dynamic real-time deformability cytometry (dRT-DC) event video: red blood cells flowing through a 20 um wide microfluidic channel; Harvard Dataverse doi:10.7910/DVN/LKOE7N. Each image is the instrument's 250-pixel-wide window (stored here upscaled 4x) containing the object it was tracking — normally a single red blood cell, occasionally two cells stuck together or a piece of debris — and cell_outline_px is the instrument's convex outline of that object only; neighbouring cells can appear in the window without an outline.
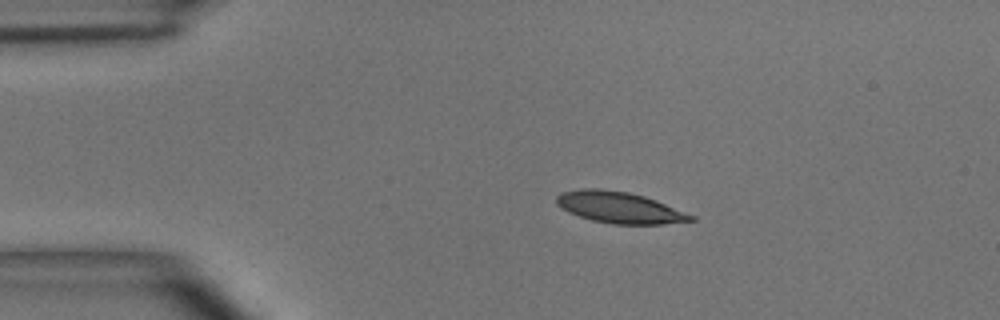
{"species": "common noctule bat (a hibernating species)", "species_latin": "Nyctalus noctula", "temperature_condition": "room temperature", "stored_images_in_passage": 2, "camera_frame_rate_fps": 3000, "um_per_image_px": 0.085, "animal": {"sex": "male", "body_mass_g": 15.6}, "frame": {"image": 1, "passage_image": 1, "time_ms": 0.0, "image_size_px": [1000, 320], "cell_outline_px": [[696, 220], [664, 224], [612, 224], [592, 220], [568, 212], [560, 208], [556, 204], [556, 196], [560, 192], [584, 188], [600, 188], [628, 192], [644, 196], [656, 200], [696, 216]], "centroid_in_image_um": [52.64, 17.63], "position_along_channel_um": 32.4, "area_um2": 24.68}}